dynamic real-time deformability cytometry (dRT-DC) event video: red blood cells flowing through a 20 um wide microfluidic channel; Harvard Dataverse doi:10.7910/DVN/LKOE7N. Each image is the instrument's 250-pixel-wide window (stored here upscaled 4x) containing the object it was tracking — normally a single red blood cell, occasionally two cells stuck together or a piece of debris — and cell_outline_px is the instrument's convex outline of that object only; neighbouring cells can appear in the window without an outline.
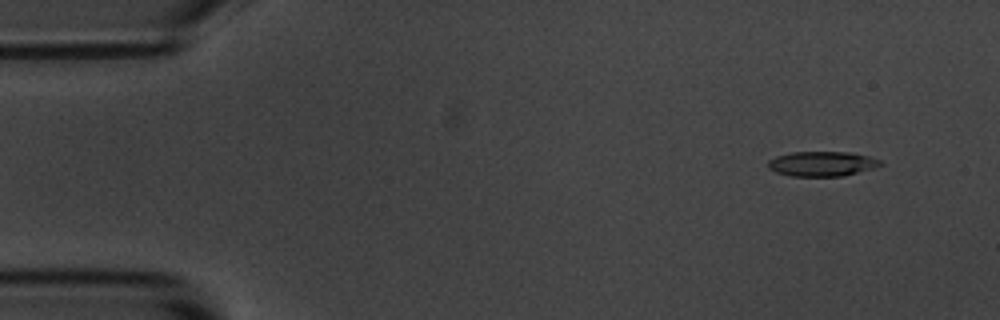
{"species": "common noctule bat (a hibernating species)", "species_latin": "Nyctalus noctula", "temperature_condition": "room temperature", "stored_images_in_passage": 55, "camera_frame_rate_fps": 3000, "um_per_image_px": 0.085, "animal": {"sex": "male", "body_mass_g": 20.1, "forearm_length_mm": 53.5}, "frame": {"image": 1, "passage_image": 5, "time_ms": 1.333, "image_size_px": [1000, 320], "cell_outline_px": [[884, 164], [872, 168], [844, 176], [792, 176], [776, 172], [768, 168], [768, 160], [776, 156], [792, 152], [852, 152], [868, 156], [880, 160]], "centroid_in_image_um": [69.86, 13.92], "position_along_channel_um": 15.1, "area_um2": 16.24}}
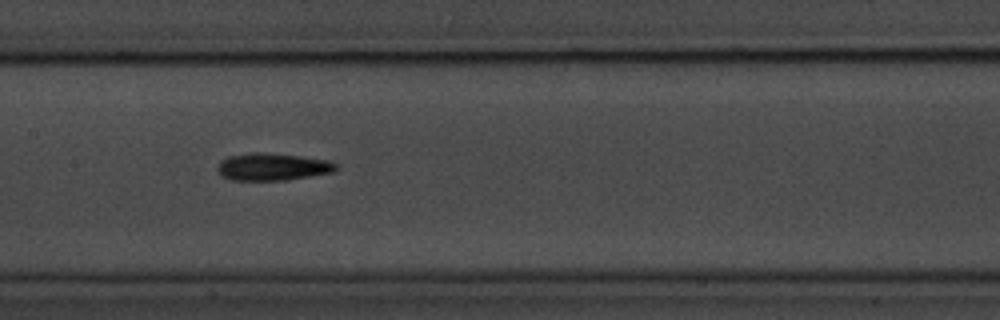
{"frame": {"image": 2, "passage_image": 27, "time_ms": 8.667, "image_size_px": [1000, 320], "cell_outline_px": [[340, 168], [332, 172], [288, 180], [232, 180], [220, 176], [216, 168], [220, 160], [228, 156], [252, 152], [260, 152], [300, 156], [328, 160], [336, 164]], "centroid_in_image_um": [23.13, 14.18], "position_along_channel_um": 184.3, "area_um2": 19.02}}
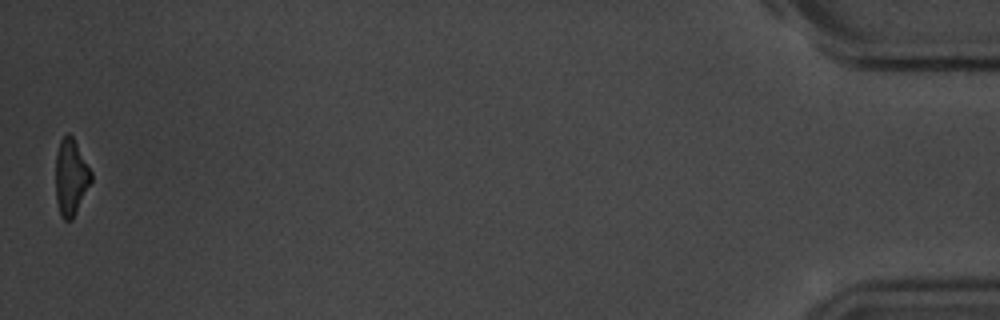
{"frame": {"image": 3, "passage_image": 55, "time_ms": 18.0, "image_size_px": [1000, 320], "cell_outline_px": [[92, 180], [72, 220], [64, 220], [60, 216], [56, 200], [56, 152], [60, 140], [68, 132], [72, 136], [92, 172]], "centroid_in_image_um": [6.01, 15.07], "position_along_channel_um": 429.2, "area_um2": 15.72}, "authors_computed_cell_mechanics": {"area_um2": 17.5712, "velocity_mm_per_s": 3.6418, "shape_relaxation_time_tau1_ms": 4.0363, "shape_relaxation_time_tau2_ms": 10.6809, "deformation_change_tau1": 0.1438, "deformation_change_tau2": 0.2501}}